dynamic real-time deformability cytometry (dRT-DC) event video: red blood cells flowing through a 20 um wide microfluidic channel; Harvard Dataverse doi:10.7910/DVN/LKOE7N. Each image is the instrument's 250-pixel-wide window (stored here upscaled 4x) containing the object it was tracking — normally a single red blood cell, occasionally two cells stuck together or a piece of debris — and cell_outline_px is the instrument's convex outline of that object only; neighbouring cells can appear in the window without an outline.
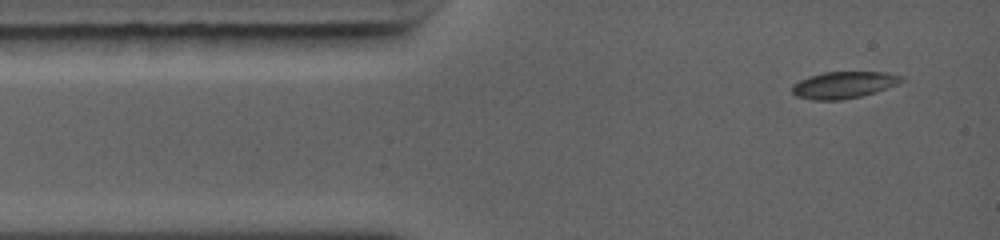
{"species": "common noctule bat (a hibernating species)", "species_latin": "Nyctalus noctula", "temperature_condition": "warm", "stored_images_in_passage": 10, "camera_frame_rate_fps": 5000, "um_per_image_px": 0.085, "animal": {"sex": "female", "body_mass_g": 19.0, "forearm_length_mm": 56.7}, "frame": {"image": 1, "passage_image": 1, "time_ms": 0.0, "image_size_px": [1000, 240], "cell_outline_px": [[904, 80], [896, 84], [876, 92], [860, 96], [840, 100], [812, 100], [796, 96], [792, 92], [792, 84], [808, 76], [824, 72], [884, 72], [904, 76]], "centroid_in_image_um": [71.69, 7.21], "position_along_channel_um": 13.3, "area_um2": 17.05}}
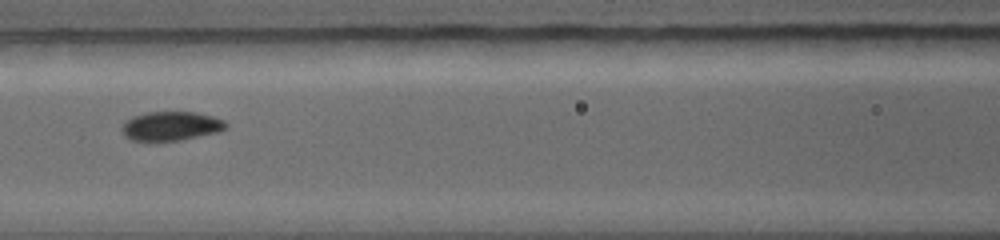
{"frame": {"image": 2, "passage_image": 6, "time_ms": 4.2, "image_size_px": [1000, 240], "cell_outline_px": [[228, 128], [216, 132], [180, 140], [152, 144], [128, 140], [124, 136], [120, 128], [132, 116], [148, 112], [196, 112], [212, 116], [224, 120], [228, 124]], "centroid_in_image_um": [14.47, 10.76], "position_along_channel_um": 152.1, "area_um2": 18.26}}
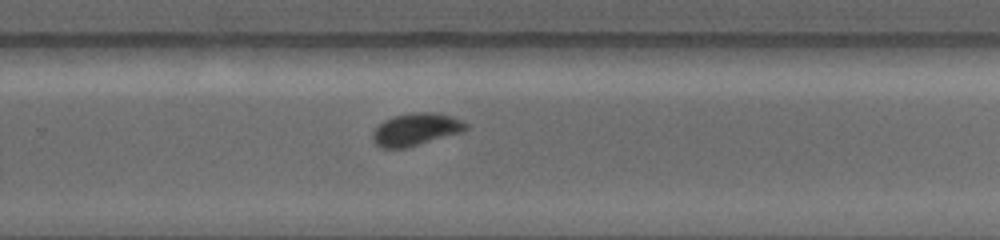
{"frame": {"image": 3, "passage_image": 10, "time_ms": 7.4, "image_size_px": [1000, 240], "cell_outline_px": [[468, 128], [464, 132], [408, 148], [380, 148], [372, 140], [372, 132], [384, 120], [392, 116], [416, 112], [432, 112], [452, 116], [464, 120], [468, 124]], "centroid_in_image_um": [35.39, 11.01], "position_along_channel_um": 294.4, "area_um2": 17.98}}